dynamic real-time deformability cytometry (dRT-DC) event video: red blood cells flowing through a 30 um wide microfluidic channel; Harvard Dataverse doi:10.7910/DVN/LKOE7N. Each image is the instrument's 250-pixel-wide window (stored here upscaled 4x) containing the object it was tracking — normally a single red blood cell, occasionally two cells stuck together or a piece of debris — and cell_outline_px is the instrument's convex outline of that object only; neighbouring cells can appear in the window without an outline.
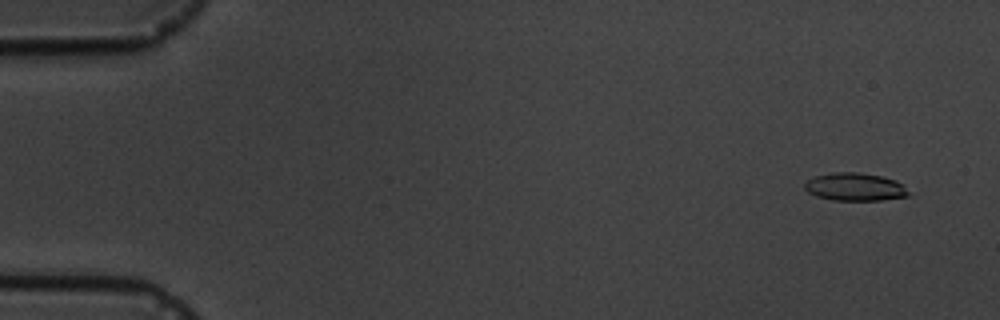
{"species": "common noctule bat (a hibernating species)", "species_latin": "Nyctalus noctula", "temperature_condition": "cold", "stored_images_in_passage": 6, "camera_frame_rate_fps": 3000, "um_per_image_px": 0.085, "animal": {"sex": "male", "body_mass_g": 19.5, "forearm_length_mm": 54.6}, "frame": {"image": 1, "passage_image": 2, "time_ms": 1.0, "image_size_px": [1000, 320], "cell_outline_px": [[908, 196], [880, 200], [832, 200], [816, 196], [808, 192], [804, 188], [804, 184], [808, 180], [816, 176], [832, 172], [860, 172], [880, 176], [896, 180], [904, 184], [908, 192]], "centroid_in_image_um": [72.67, 15.88], "position_along_channel_um": 12.3, "area_um2": 16.88}}
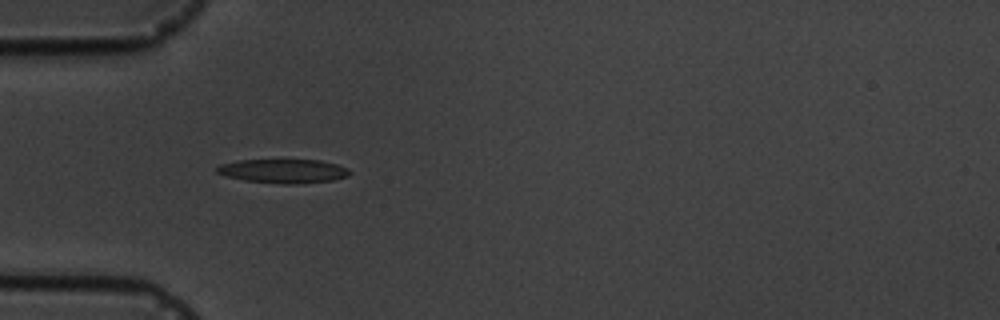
{"frame": {"image": 2, "passage_image": 5, "time_ms": 5.667, "image_size_px": [1000, 320], "cell_outline_px": [[352, 172], [348, 176], [332, 180], [292, 184], [284, 184], [244, 180], [224, 176], [216, 172], [216, 168], [220, 164], [240, 160], [320, 160], [336, 164], [348, 168]], "centroid_in_image_um": [24.08, 14.53], "position_along_channel_um": 60.9, "area_um2": 18.5}}
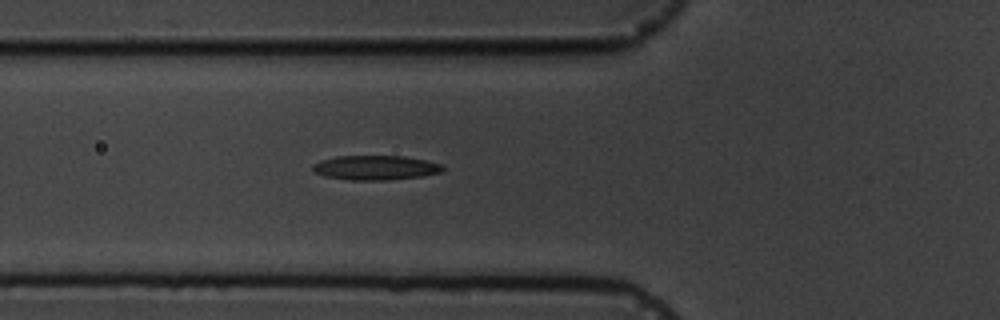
{"frame": {"image": 3, "passage_image": 6, "time_ms": 6.667, "image_size_px": [1000, 320], "cell_outline_px": [[444, 168], [440, 172], [424, 176], [388, 180], [348, 180], [324, 176], [316, 172], [312, 168], [312, 164], [320, 160], [336, 156], [404, 156], [424, 160], [440, 164]], "centroid_in_image_um": [31.88, 14.25], "position_along_channel_um": 93.9, "area_um2": 18.55}}